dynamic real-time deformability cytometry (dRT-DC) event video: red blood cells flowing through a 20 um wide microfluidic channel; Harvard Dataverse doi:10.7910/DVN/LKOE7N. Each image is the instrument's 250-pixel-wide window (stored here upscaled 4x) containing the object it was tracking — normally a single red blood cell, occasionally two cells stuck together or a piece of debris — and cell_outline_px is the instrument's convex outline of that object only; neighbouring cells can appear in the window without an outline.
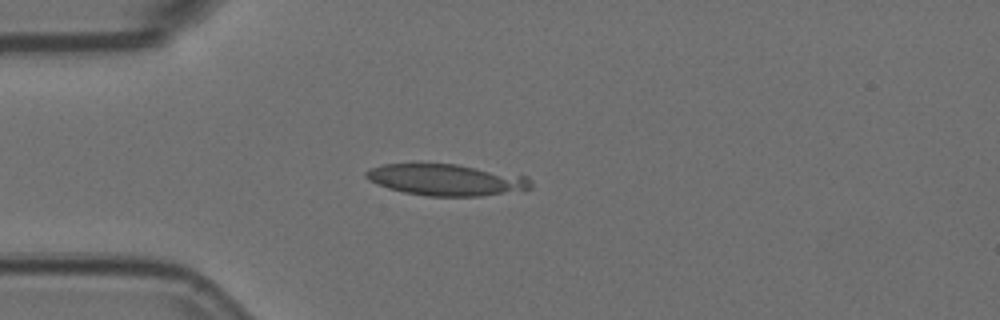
{"species": "Egyptian fruit bat (a non-hibernating species)", "species_latin": "Rousettus aegyptiacus", "temperature_condition": "room temperature", "stored_images_in_passage": 3, "camera_frame_rate_fps": 3000, "um_per_image_px": 0.085, "animal": {"sex": "female"}, "frame": {"image": 1, "passage_image": 3, "time_ms": 0.667, "image_size_px": [1000, 320], "cell_outline_px": [[532, 188], [480, 196], [428, 196], [404, 192], [388, 188], [376, 184], [368, 180], [364, 176], [364, 172], [372, 168], [384, 164], [456, 164], [528, 176], [532, 180]], "centroid_in_image_um": [37.92, 15.28], "position_along_channel_um": 47.1, "area_um2": 30.06}}